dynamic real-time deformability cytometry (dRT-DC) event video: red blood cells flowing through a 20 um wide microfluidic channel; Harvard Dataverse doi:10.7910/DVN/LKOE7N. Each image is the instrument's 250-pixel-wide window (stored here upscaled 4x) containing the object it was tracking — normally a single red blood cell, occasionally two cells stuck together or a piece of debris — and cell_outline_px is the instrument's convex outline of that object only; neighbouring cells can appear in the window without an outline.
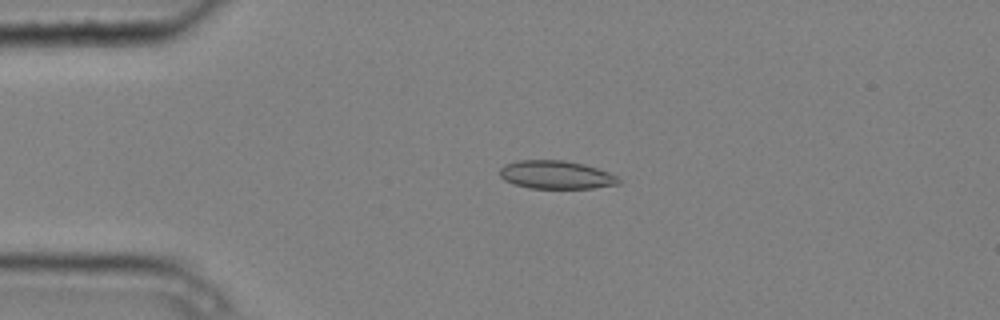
{"species": "common noctule bat (a hibernating species)", "species_latin": "Nyctalus noctula", "temperature_condition": "cold", "stored_images_in_passage": 3, "camera_frame_rate_fps": 3000, "um_per_image_px": 0.085, "animal": {"sex": "male", "body_mass_g": 20.4}, "frame": {"image": 1, "passage_image": 2, "time_ms": 0.333, "image_size_px": [1000, 320], "cell_outline_px": [[620, 184], [592, 188], [528, 188], [512, 184], [504, 180], [500, 176], [500, 168], [504, 164], [516, 160], [564, 160], [584, 164], [608, 172], [616, 176], [620, 180]], "centroid_in_image_um": [47.23, 14.85], "position_along_channel_um": 37.8, "area_um2": 19.65}}